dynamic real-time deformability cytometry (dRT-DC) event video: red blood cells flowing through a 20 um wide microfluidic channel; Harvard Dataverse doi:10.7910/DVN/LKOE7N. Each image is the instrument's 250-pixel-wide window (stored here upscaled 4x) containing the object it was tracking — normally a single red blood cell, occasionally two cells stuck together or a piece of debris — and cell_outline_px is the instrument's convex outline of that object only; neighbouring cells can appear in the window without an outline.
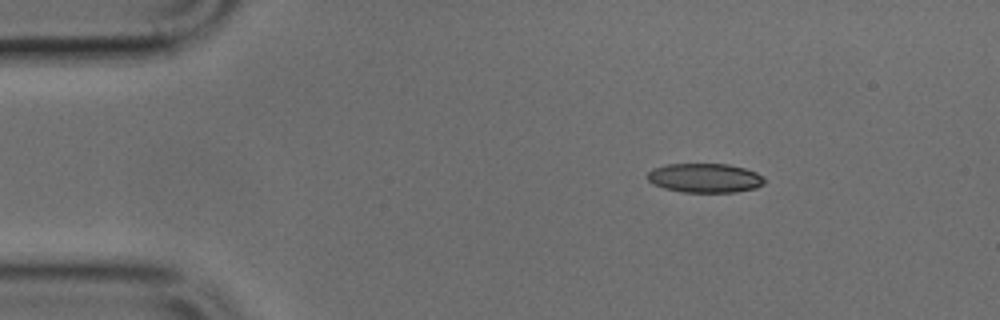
{"species": "common noctule bat (a hibernating species)", "species_latin": "Nyctalus noctula", "temperature_condition": "cold", "stored_images_in_passage": 4, "camera_frame_rate_fps": 3000, "um_per_image_px": 0.085, "animal": {"sex": "male", "body_mass_g": 17.9, "forearm_length_mm": 54.2}, "frame": {"image": 1, "passage_image": 1, "time_ms": 0.0, "image_size_px": [1000, 320], "cell_outline_px": [[764, 184], [756, 188], [736, 192], [684, 192], [664, 188], [652, 184], [648, 180], [648, 172], [652, 168], [668, 164], [728, 164], [744, 168], [756, 172], [764, 176]], "centroid_in_image_um": [59.92, 15.13], "position_along_channel_um": 25.1, "area_um2": 20.0}}
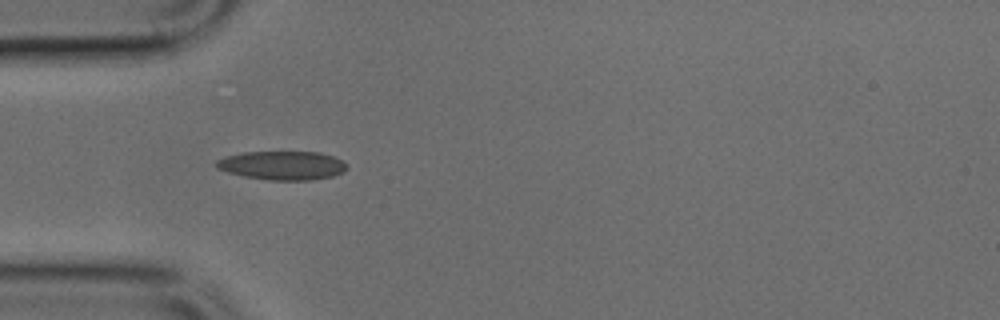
{"frame": {"image": 2, "passage_image": 3, "time_ms": 0.667, "image_size_px": [1000, 320], "cell_outline_px": [[348, 168], [344, 172], [332, 176], [312, 180], [268, 180], [244, 176], [228, 172], [216, 168], [216, 160], [224, 156], [244, 152], [320, 152], [344, 160], [348, 164]], "centroid_in_image_um": [24.03, 14.06], "position_along_channel_um": 61.0, "area_um2": 22.08}}